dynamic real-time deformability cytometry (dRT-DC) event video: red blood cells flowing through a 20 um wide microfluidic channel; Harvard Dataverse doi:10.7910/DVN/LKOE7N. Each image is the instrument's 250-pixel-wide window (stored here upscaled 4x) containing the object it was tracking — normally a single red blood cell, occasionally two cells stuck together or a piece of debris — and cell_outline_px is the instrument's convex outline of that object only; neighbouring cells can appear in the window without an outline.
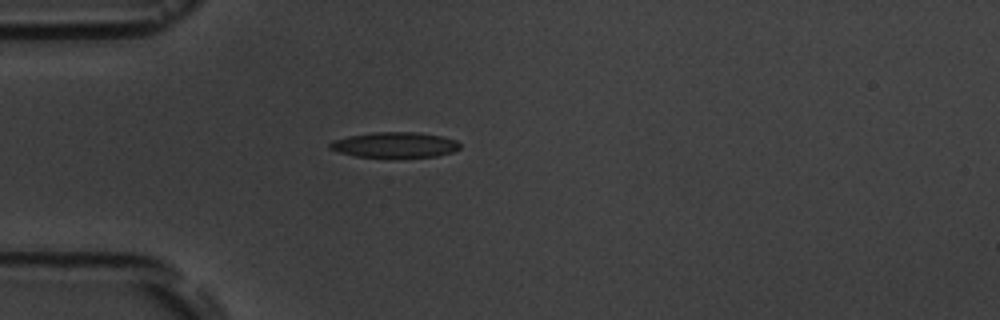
{"species": "common noctule bat (a hibernating species)", "species_latin": "Nyctalus noctula", "temperature_condition": "room temperature", "stored_images_in_passage": 1, "camera_frame_rate_fps": 3000, "um_per_image_px": 0.085, "animal": {"sex": "male", "body_mass_g": 19.5, "forearm_length_mm": 54.6}, "frame": {"image": 1, "passage_image": 1, "time_ms": 0.0, "image_size_px": [1000, 320], "cell_outline_px": [[460, 148], [452, 152], [436, 156], [356, 156], [340, 152], [328, 148], [328, 144], [332, 140], [348, 136], [372, 132], [420, 132], [440, 136], [456, 140], [460, 144]], "centroid_in_image_um": [33.54, 12.29], "position_along_channel_um": 51.5, "area_um2": 18.96}}